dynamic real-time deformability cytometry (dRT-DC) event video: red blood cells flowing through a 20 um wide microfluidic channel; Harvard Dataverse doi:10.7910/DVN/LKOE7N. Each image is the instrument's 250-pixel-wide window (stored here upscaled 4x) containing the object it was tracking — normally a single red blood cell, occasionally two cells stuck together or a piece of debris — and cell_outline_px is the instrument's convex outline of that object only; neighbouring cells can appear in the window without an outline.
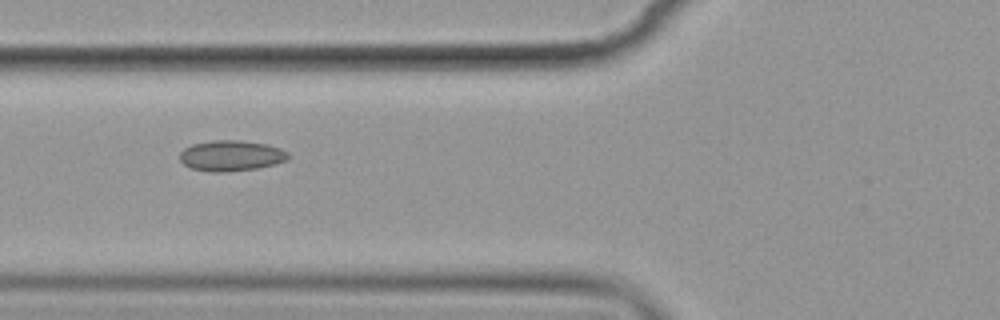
{"species": "common noctule bat (a hibernating species)", "species_latin": "Nyctalus noctula", "temperature_condition": "cold", "stored_images_in_passage": 9, "camera_frame_rate_fps": 3000, "um_per_image_px": 0.085, "animal": {"sex": "female", "body_mass_g": 19.9}, "frame": {"image": 1, "passage_image": 4, "time_ms": 3.667, "image_size_px": [1000, 320], "cell_outline_px": [[292, 156], [288, 160], [276, 164], [256, 168], [224, 172], [212, 172], [192, 168], [184, 164], [180, 160], [180, 152], [184, 148], [192, 144], [212, 140], [240, 140], [268, 144], [280, 148], [288, 152]], "centroid_in_image_um": [19.69, 13.22], "position_along_channel_um": 106.1, "area_um2": 19.54}}
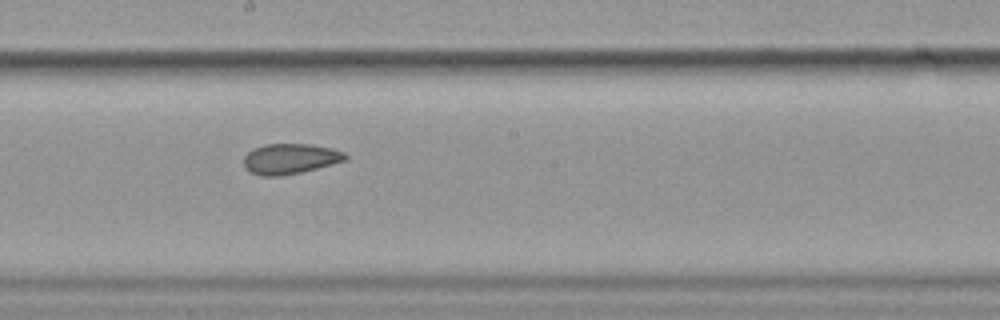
{"frame": {"image": 2, "passage_image": 7, "time_ms": 7.0, "image_size_px": [1000, 320], "cell_outline_px": [[348, 156], [344, 160], [332, 164], [300, 172], [280, 176], [260, 176], [248, 172], [244, 168], [244, 156], [252, 148], [264, 144], [312, 144], [332, 148], [344, 152]], "centroid_in_image_um": [24.61, 13.49], "position_along_channel_um": 223.6, "area_um2": 18.09}}
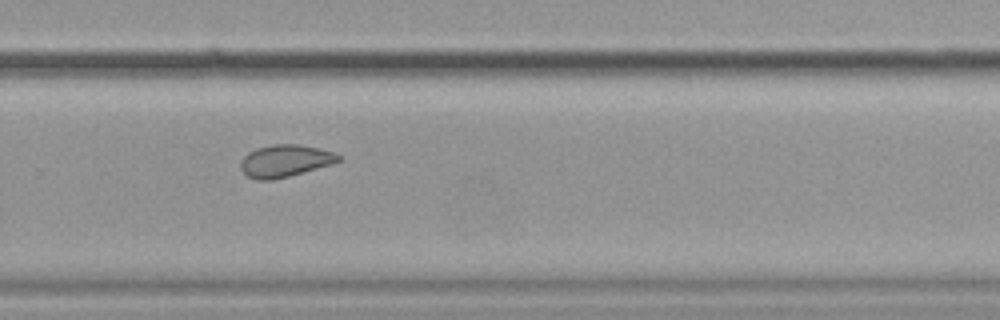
{"frame": {"image": 3, "passage_image": 9, "time_ms": 9.333, "image_size_px": [1000, 320], "cell_outline_px": [[344, 156], [340, 160], [332, 164], [288, 176], [272, 180], [256, 180], [248, 176], [240, 168], [240, 160], [248, 152], [256, 148], [272, 144], [300, 144], [320, 148], [336, 152]], "centroid_in_image_um": [24.25, 13.65], "position_along_channel_um": 305.6, "area_um2": 18.55}}